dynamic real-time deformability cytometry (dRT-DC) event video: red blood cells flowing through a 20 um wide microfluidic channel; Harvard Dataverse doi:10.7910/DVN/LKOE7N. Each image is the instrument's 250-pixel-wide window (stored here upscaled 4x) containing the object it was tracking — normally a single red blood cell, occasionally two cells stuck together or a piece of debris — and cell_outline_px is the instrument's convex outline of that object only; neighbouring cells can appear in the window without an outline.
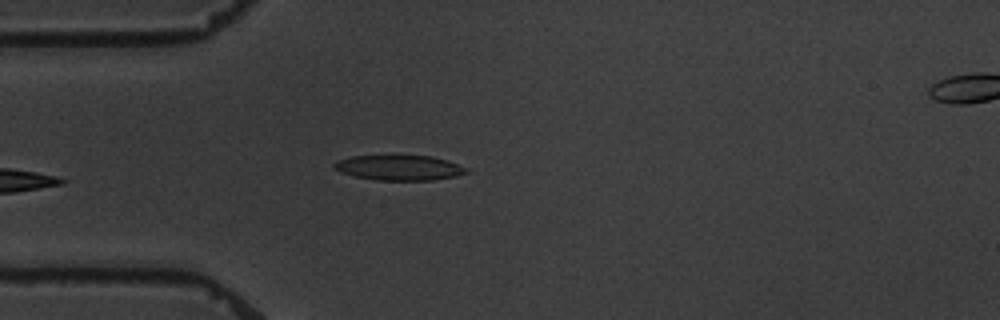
{"species": "common noctule bat (a hibernating species)", "species_latin": "Nyctalus noctula", "temperature_condition": "warm", "stored_images_in_passage": 6, "camera_frame_rate_fps": 3000, "um_per_image_px": 0.085, "animal": {"sex": "male", "body_mass_g": 19.5, "forearm_length_mm": 54.6}, "frame": {"image": 1, "passage_image": 5, "time_ms": 5.0, "image_size_px": [1000, 320], "cell_outline_px": [[468, 172], [456, 176], [432, 180], [376, 180], [356, 176], [340, 172], [332, 168], [332, 164], [336, 160], [352, 156], [432, 156], [448, 160], [468, 168]], "centroid_in_image_um": [33.92, 14.25], "position_along_channel_um": 51.1, "area_um2": 19.36}}